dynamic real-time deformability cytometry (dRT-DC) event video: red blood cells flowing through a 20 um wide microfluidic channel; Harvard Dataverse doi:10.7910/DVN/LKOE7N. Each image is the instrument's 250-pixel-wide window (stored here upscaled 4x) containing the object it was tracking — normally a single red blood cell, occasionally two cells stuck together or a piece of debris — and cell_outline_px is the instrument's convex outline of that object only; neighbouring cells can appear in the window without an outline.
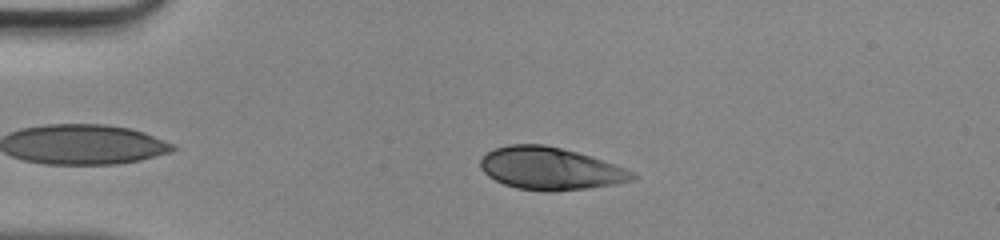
{"species": "human", "species_latin": "Homo sapiens", "temperature_condition": "room temperature", "stored_images_in_passage": 42, "camera_frame_rate_fps": 3000, "um_per_image_px": 0.085, "donor": {"sex": "male"}, "frame": {"image": 1, "passage_image": 6, "time_ms": 1.667, "image_size_px": [1000, 240], "cell_outline_px": [[636, 176], [632, 180], [616, 184], [588, 188], [556, 192], [544, 192], [516, 188], [504, 184], [488, 176], [480, 168], [480, 160], [488, 152], [496, 148], [508, 144], [544, 144], [592, 156], [636, 172]], "centroid_in_image_um": [46.78, 14.34], "position_along_channel_um": 38.2, "area_um2": 37.74}}
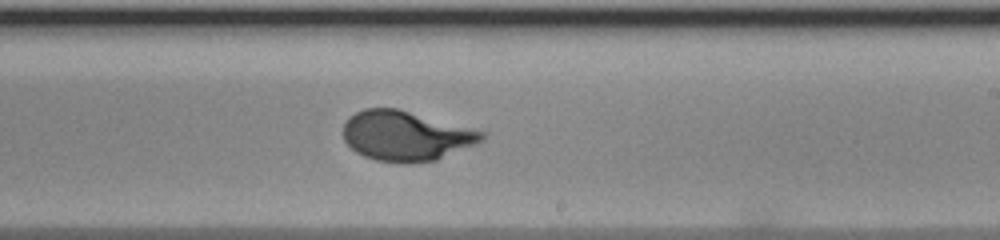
{"frame": {"image": 2, "passage_image": 24, "time_ms": 7.667, "image_size_px": [1000, 240], "cell_outline_px": [[484, 140], [476, 144], [436, 160], [408, 164], [400, 164], [376, 160], [364, 156], [356, 152], [344, 140], [344, 124], [348, 116], [364, 108], [396, 108], [484, 132]], "centroid_in_image_um": [34.46, 11.56], "position_along_channel_um": 254.5, "area_um2": 40.06}}
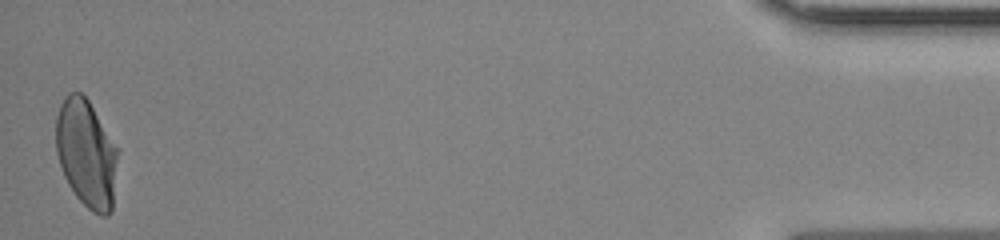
{"frame": {"image": 3, "passage_image": 42, "time_ms": 13.667, "image_size_px": [1000, 240], "cell_outline_px": [[120, 152], [112, 212], [108, 216], [100, 216], [92, 212], [76, 196], [68, 184], [64, 176], [56, 152], [56, 116], [60, 104], [64, 96], [68, 92], [80, 92], [88, 100]], "centroid_in_image_um": [7.37, 13.08], "position_along_channel_um": 427.8, "area_um2": 39.36}}